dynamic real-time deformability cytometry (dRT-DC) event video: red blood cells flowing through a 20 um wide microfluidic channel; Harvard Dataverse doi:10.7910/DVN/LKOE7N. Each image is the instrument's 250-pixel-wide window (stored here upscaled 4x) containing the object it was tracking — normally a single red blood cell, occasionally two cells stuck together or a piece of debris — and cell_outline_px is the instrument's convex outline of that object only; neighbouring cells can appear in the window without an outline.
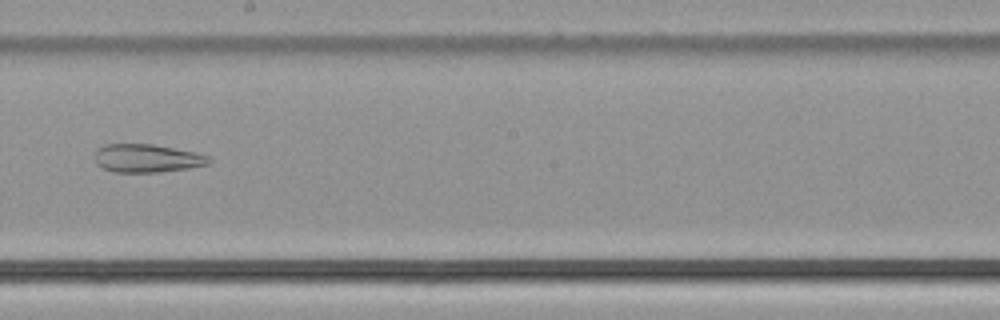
{"species": "common noctule bat (a hibernating species)", "species_latin": "Nyctalus noctula", "temperature_condition": "cold", "stored_images_in_passage": 40, "camera_frame_rate_fps": 3000, "um_per_image_px": 0.085, "animal": {"sex": "male", "body_mass_g": 21.5, "forearm_length_mm": 52.0}, "frame": {"image": 1, "passage_image": 18, "time_ms": 5.667, "image_size_px": [1000, 320], "cell_outline_px": [[212, 160], [208, 164], [188, 168], [160, 172], [112, 172], [96, 164], [96, 148], [104, 144], [152, 144], [192, 152], [208, 156]], "centroid_in_image_um": [12.45, 13.45], "position_along_channel_um": 235.7, "area_um2": 18.61}}